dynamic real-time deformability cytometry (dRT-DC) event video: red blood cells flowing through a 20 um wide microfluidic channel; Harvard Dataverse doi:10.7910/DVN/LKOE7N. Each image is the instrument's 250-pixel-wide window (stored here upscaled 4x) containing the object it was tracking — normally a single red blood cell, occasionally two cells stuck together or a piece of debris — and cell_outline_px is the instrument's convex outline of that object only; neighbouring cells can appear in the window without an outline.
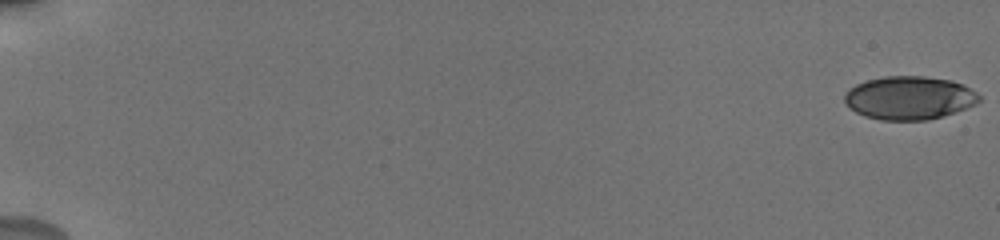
{"species": "human", "species_latin": "Homo sapiens", "temperature_condition": "cold", "stored_images_in_passage": 12, "camera_frame_rate_fps": 3000, "um_per_image_px": 0.085, "donor": {"sex": "male"}, "frame": {"image": 1, "passage_image": 1, "time_ms": 0.0, "image_size_px": [1000, 240], "cell_outline_px": [[980, 100], [976, 104], [928, 120], [880, 120], [864, 116], [856, 112], [844, 100], [844, 92], [848, 88], [856, 84], [868, 80], [884, 76], [924, 76], [952, 80], [976, 92], [980, 96]], "centroid_in_image_um": [77.25, 8.31], "position_along_channel_um": 7.8, "area_um2": 33.76}}
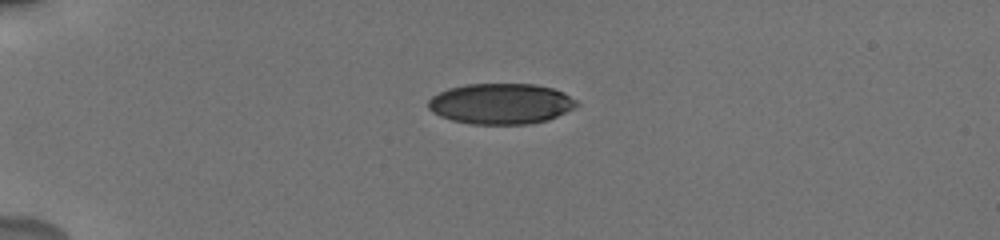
{"frame": {"image": 2, "passage_image": 9, "time_ms": 5.0, "image_size_px": [1000, 240], "cell_outline_px": [[580, 104], [548, 120], [528, 124], [472, 124], [452, 120], [440, 116], [432, 112], [428, 108], [428, 100], [432, 96], [448, 88], [468, 84], [536, 84], [552, 88], [564, 92], [576, 100]], "centroid_in_image_um": [42.56, 8.81], "position_along_channel_um": 42.4, "area_um2": 35.14}}
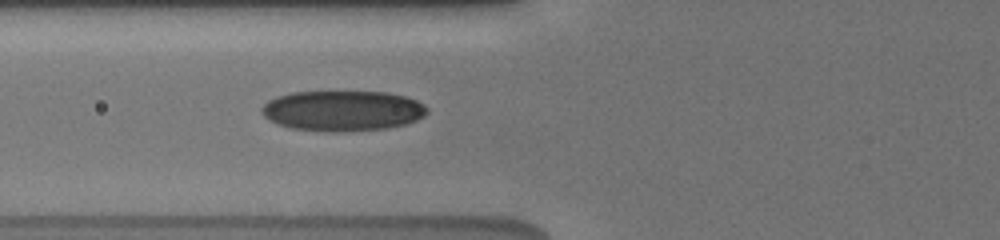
{"frame": {"image": 3, "passage_image": 12, "time_ms": 7.667, "image_size_px": [1000, 240], "cell_outline_px": [[428, 112], [424, 116], [416, 120], [404, 124], [384, 128], [340, 132], [332, 132], [288, 128], [268, 120], [260, 112], [260, 108], [268, 100], [276, 96], [292, 92], [388, 92], [404, 96], [416, 100], [424, 104], [428, 108]], "centroid_in_image_um": [29.08, 9.41], "position_along_channel_um": 96.7, "area_um2": 39.13}}